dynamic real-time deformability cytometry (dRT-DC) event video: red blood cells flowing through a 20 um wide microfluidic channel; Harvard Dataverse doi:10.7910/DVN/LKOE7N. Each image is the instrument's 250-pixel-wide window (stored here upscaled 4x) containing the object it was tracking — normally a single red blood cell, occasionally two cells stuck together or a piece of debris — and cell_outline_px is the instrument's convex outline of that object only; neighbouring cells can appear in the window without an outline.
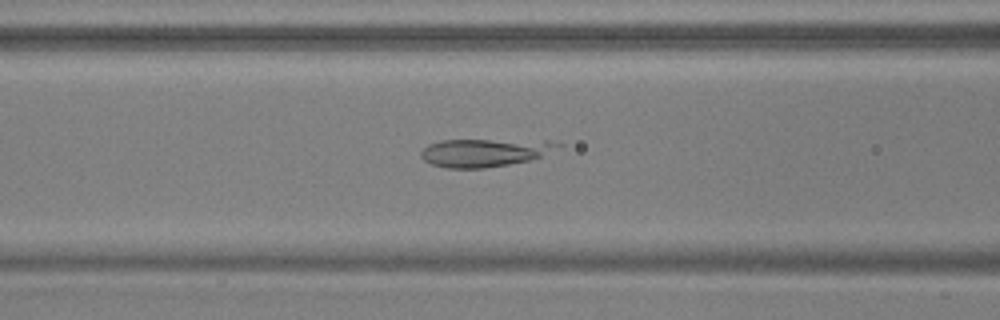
{"species": "common noctule bat (a hibernating species)", "species_latin": "Nyctalus noctula", "temperature_condition": "warm", "stored_images_in_passage": 54, "camera_frame_rate_fps": 3000, "um_per_image_px": 0.085, "animal": {"sex": "male", "body_mass_g": 17.9, "forearm_length_mm": 54.2}, "frame": {"image": 1, "passage_image": 22, "time_ms": 7.0, "image_size_px": [1000, 320], "cell_outline_px": [[564, 144], [540, 156], [528, 160], [508, 164], [484, 168], [448, 168], [432, 164], [424, 160], [420, 156], [420, 152], [428, 144], [440, 140], [548, 140]], "centroid_in_image_um": [41.16, 12.95], "position_along_channel_um": 125.4, "area_um2": 22.2}}
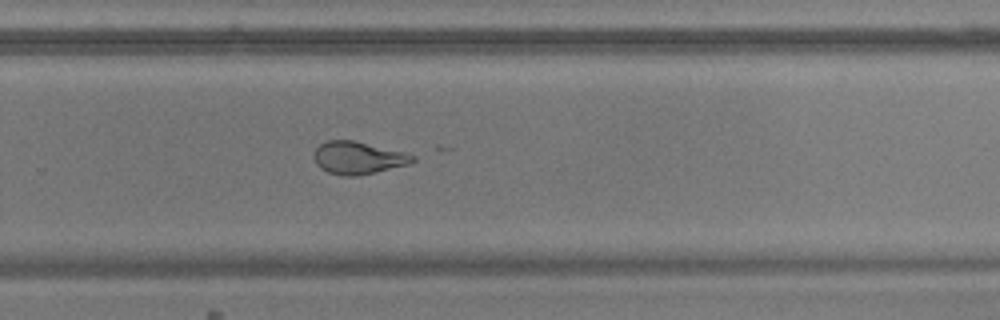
{"frame": {"image": 2, "passage_image": 36, "time_ms": 11.667, "image_size_px": [1000, 320], "cell_outline_px": [[416, 160], [408, 164], [356, 176], [344, 176], [328, 172], [320, 168], [316, 164], [316, 148], [320, 144], [328, 140], [352, 140], [404, 152], [416, 156]], "centroid_in_image_um": [30.44, 13.41], "position_along_channel_um": 299.4, "area_um2": 18.32}}
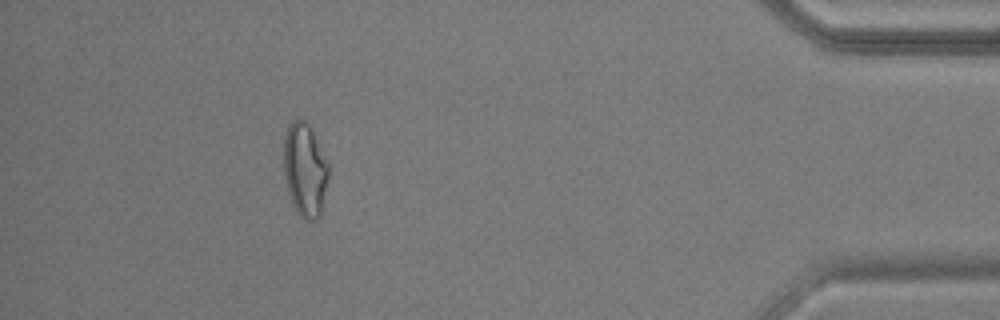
{"frame": {"image": 3, "passage_image": 49, "time_ms": 16.0, "image_size_px": [1000, 320], "cell_outline_px": [[328, 176], [320, 216], [316, 220], [304, 220], [296, 212], [292, 204], [288, 192], [284, 176], [284, 136], [288, 124], [292, 120], [304, 120], [312, 128], [328, 160]], "centroid_in_image_um": [25.91, 14.42], "position_along_channel_um": 409.3, "area_um2": 24.74}}